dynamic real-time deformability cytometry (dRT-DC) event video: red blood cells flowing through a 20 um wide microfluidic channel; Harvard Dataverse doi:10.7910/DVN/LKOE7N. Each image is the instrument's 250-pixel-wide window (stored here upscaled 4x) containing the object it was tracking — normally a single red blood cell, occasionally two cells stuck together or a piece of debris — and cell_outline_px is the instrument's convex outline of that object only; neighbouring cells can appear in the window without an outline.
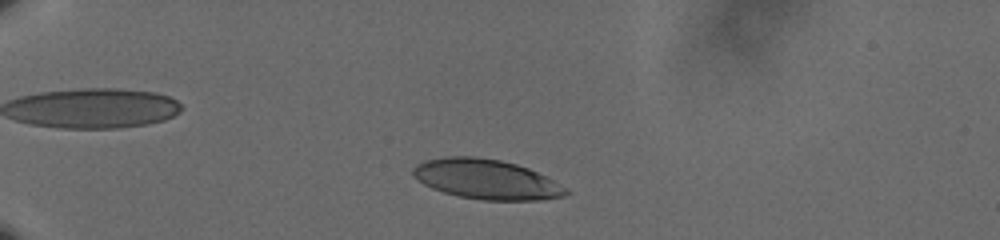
{"species": "human", "species_latin": "Homo sapiens", "temperature_condition": "cold", "stored_images_in_passage": 45, "camera_frame_rate_fps": 3000, "um_per_image_px": 0.085, "donor": {"sex": "male"}, "frame": {"image": 1, "passage_image": 6, "time_ms": 1.667, "image_size_px": [1000, 240], "cell_outline_px": [[572, 192], [564, 196], [540, 200], [484, 200], [460, 196], [444, 192], [432, 188], [424, 184], [412, 176], [412, 168], [416, 164], [424, 160], [444, 156], [476, 156], [500, 160], [516, 164], [528, 168], [568, 188]], "centroid_in_image_um": [41.32, 15.23], "position_along_channel_um": 43.7, "area_um2": 35.55}}
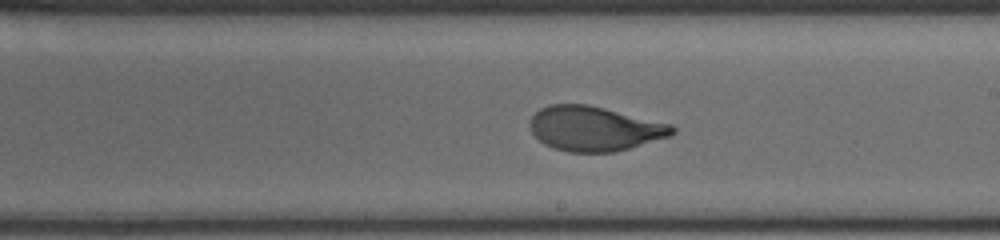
{"frame": {"image": 2, "passage_image": 27, "time_ms": 8.667, "image_size_px": [1000, 240], "cell_outline_px": [[676, 132], [672, 136], [628, 148], [612, 152], [568, 152], [552, 148], [544, 144], [532, 132], [528, 124], [532, 116], [540, 108], [548, 104], [588, 104], [672, 124], [676, 128]], "centroid_in_image_um": [50.53, 10.93], "position_along_channel_um": 238.5, "area_um2": 37.17}}
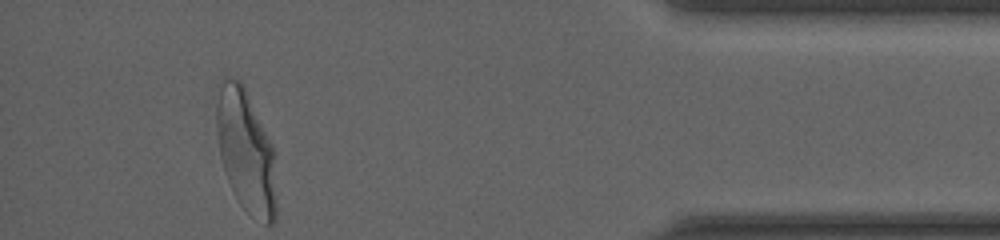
{"frame": {"image": 3, "passage_image": 45, "time_ms": 14.667, "image_size_px": [1000, 240], "cell_outline_px": [[276, 216], [272, 224], [264, 224], [248, 212], [240, 204], [228, 180], [220, 156], [216, 124], [216, 84], [224, 76], [228, 76], [240, 80], [244, 84], [272, 144], [276, 204]], "centroid_in_image_um": [20.87, 12.75], "position_along_channel_um": 414.3, "area_um2": 42.89}, "authors_computed_cell_mechanics": {"area_um2": 37.4544, "velocity_mm_per_s": 3.6101, "shape_relaxation_time_tau1_ms": 4.5145, "shape_relaxation_time_tau2_ms": null, "deformation_change_tau1": 0.1975, "deformation_change_tau2": null}}